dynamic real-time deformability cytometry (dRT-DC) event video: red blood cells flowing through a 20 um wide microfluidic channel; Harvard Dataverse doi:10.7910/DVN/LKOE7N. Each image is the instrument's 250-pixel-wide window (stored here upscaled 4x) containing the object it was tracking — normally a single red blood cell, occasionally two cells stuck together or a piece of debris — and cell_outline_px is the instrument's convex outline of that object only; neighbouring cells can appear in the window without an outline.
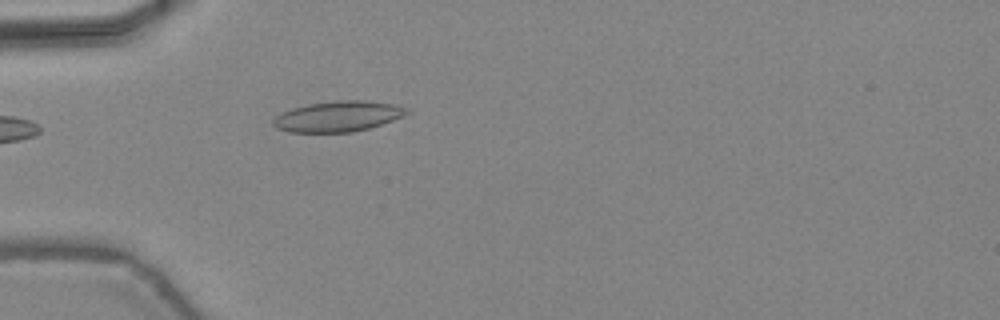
{"species": "common noctule bat (a hibernating species)", "species_latin": "Nyctalus noctula", "temperature_condition": "warm", "stored_images_in_passage": 15, "camera_frame_rate_fps": 3000, "um_per_image_px": 0.085, "animal": {"sex": "female", "body_mass_g": 24.6, "forearm_length_mm": 56.2}, "frame": {"image": 1, "passage_image": 1, "time_ms": 0.0, "image_size_px": [1000, 320], "cell_outline_px": [[412, 112], [404, 116], [368, 128], [352, 132], [288, 132], [276, 128], [272, 124], [272, 120], [276, 116], [292, 108], [308, 104], [344, 100], [368, 100], [396, 104], [408, 108]], "centroid_in_image_um": [28.76, 9.89], "position_along_channel_um": 56.2, "area_um2": 23.81}}
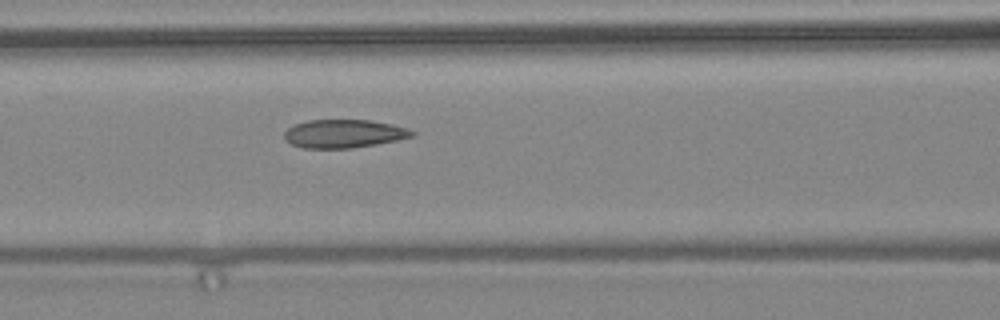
{"frame": {"image": 2, "passage_image": 7, "time_ms": 2.0, "image_size_px": [1000, 320], "cell_outline_px": [[416, 136], [376, 144], [352, 148], [304, 148], [292, 144], [284, 140], [284, 132], [288, 128], [296, 124], [308, 120], [372, 120], [392, 124], [408, 128], [416, 132]], "centroid_in_image_um": [29.25, 11.36], "position_along_channel_um": 137.3, "area_um2": 21.15}}
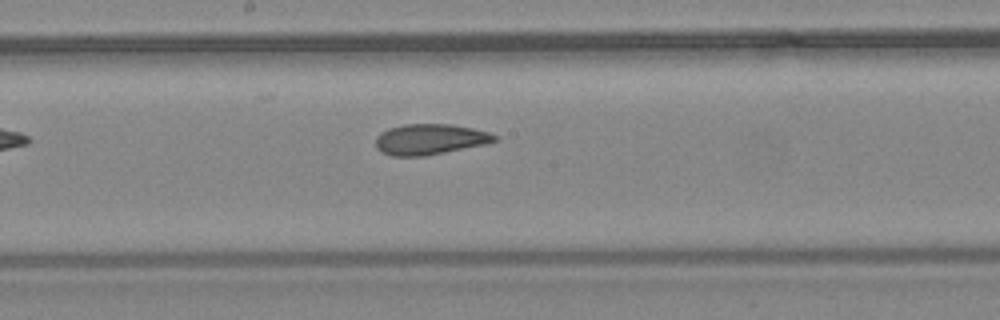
{"frame": {"image": 3, "passage_image": 12, "time_ms": 3.667, "image_size_px": [1000, 320], "cell_outline_px": [[500, 140], [484, 144], [424, 156], [392, 156], [380, 152], [376, 148], [376, 136], [380, 132], [388, 128], [404, 124], [452, 124], [472, 128], [488, 132], [496, 136]], "centroid_in_image_um": [36.5, 11.83], "position_along_channel_um": 211.7, "area_um2": 21.27}}